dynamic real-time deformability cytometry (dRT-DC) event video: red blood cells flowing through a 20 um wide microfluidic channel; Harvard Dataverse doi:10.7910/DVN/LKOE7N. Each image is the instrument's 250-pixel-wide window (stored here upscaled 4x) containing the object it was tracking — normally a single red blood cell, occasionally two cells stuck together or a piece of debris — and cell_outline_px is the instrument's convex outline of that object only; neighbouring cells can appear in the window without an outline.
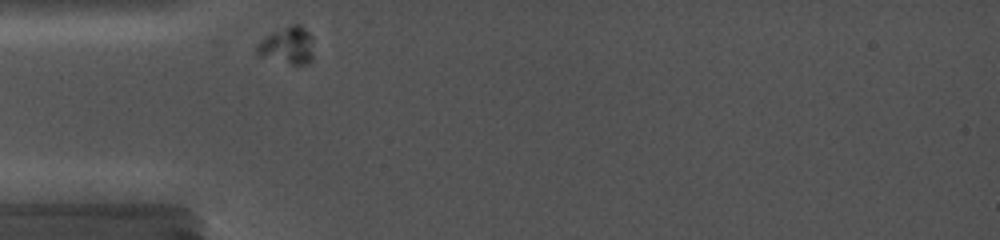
{"species": "common noctule bat (a hibernating species)", "species_latin": "Nyctalus noctula", "temperature_condition": "cold", "stored_images_in_passage": 30, "camera_frame_rate_fps": 5000, "um_per_image_px": 0.085, "animal": {"sex": "female", "body_mass_g": 19.0, "forearm_length_mm": 56.7}, "frame": {"image": 1, "passage_image": 1, "time_ms": 0.0, "image_size_px": [1000, 240], "cell_outline_px": [[312, 60], [308, 64], [292, 64], [260, 56], [256, 52], [256, 44], [268, 36], [292, 24], [300, 24], [312, 36]], "centroid_in_image_um": [24.46, 3.88], "position_along_channel_um": 60.5, "area_um2": 11.96}}
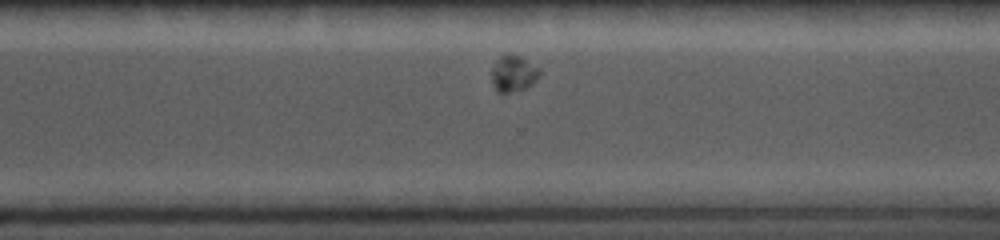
{"frame": {"image": 2, "passage_image": 23, "time_ms": 7.6, "image_size_px": [1000, 240], "cell_outline_px": [[540, 72], [536, 80], [532, 84], [524, 88], [508, 92], [496, 92], [492, 84], [492, 68], [500, 56], [508, 52], [512, 52], [520, 56], [540, 68]], "centroid_in_image_um": [43.63, 6.22], "position_along_channel_um": 327.0, "area_um2": 10.17}}
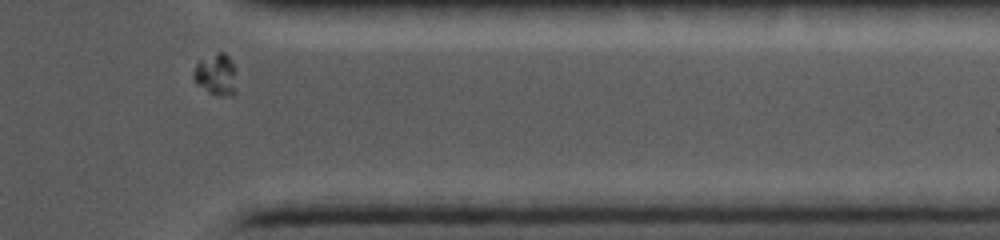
{"frame": {"image": 3, "passage_image": 28, "time_ms": 9.4, "image_size_px": [1000, 240], "cell_outline_px": [[236, 92], [232, 96], [220, 96], [208, 92], [196, 84], [192, 76], [192, 72], [196, 64], [200, 60], [216, 52], [224, 52], [228, 56], [232, 64]], "centroid_in_image_um": [18.32, 6.35], "position_along_channel_um": 393.1, "area_um2": 10.35}}